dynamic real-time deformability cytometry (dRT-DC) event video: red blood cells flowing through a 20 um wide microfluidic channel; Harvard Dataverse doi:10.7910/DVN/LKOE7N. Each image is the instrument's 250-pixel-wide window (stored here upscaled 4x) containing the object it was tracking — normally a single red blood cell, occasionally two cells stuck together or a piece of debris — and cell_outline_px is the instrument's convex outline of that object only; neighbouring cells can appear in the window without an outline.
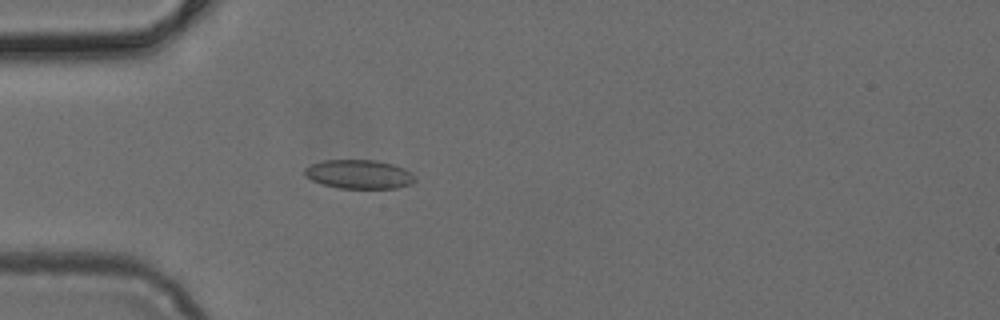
{"species": "common noctule bat (a hibernating species)", "species_latin": "Nyctalus noctula", "temperature_condition": "cold", "stored_images_in_passage": 5, "camera_frame_rate_fps": 3000, "um_per_image_px": 0.085, "animal": {"sex": "female", "body_mass_g": 24.6, "forearm_length_mm": 56.2}, "frame": {"image": 1, "passage_image": 5, "time_ms": 1.333, "image_size_px": [1000, 320], "cell_outline_px": [[416, 180], [412, 184], [396, 188], [340, 188], [324, 184], [312, 180], [304, 176], [304, 168], [312, 164], [324, 160], [372, 160], [392, 164], [404, 168], [412, 172], [416, 176]], "centroid_in_image_um": [30.54, 14.81], "position_along_channel_um": 54.5, "area_um2": 18.61}}